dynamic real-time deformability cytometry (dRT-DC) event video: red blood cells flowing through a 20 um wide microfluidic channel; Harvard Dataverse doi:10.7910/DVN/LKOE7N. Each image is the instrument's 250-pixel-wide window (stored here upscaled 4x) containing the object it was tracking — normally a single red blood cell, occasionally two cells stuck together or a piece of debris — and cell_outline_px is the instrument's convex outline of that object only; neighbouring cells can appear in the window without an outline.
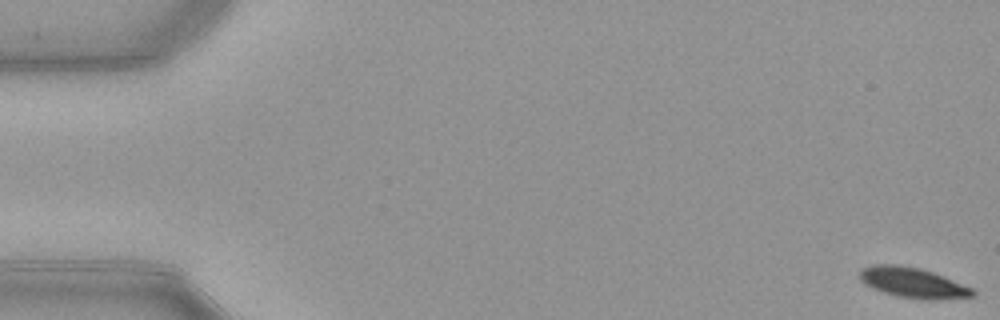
{"species": "common noctule bat (a hibernating species)", "species_latin": "Nyctalus noctula", "temperature_condition": "warm", "stored_images_in_passage": 53, "camera_frame_rate_fps": 3000, "um_per_image_px": 0.085, "animal": {"sex": "female", "body_mass_g": 21.9}, "frame": {"image": 1, "passage_image": 1, "time_ms": 0.0, "image_size_px": [1000, 320], "cell_outline_px": [[976, 296], [936, 300], [928, 300], [900, 296], [884, 292], [872, 288], [864, 284], [860, 280], [860, 272], [864, 268], [872, 264], [900, 264], [920, 268], [944, 276], [972, 288], [976, 292]], "centroid_in_image_um": [77.61, 24.02], "position_along_channel_um": 7.4, "area_um2": 19.94}}
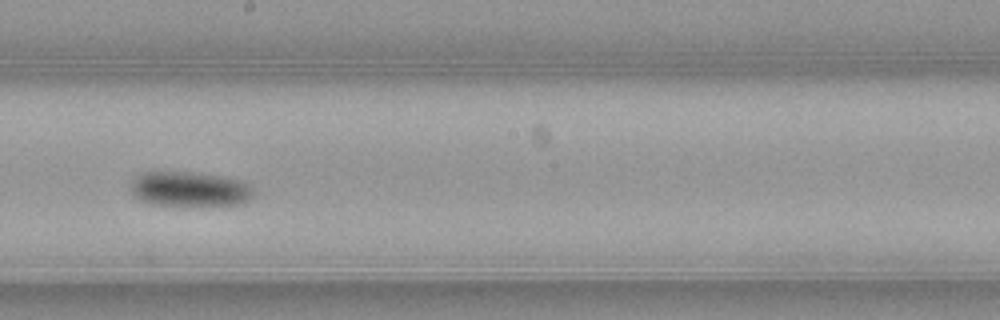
{"frame": {"image": 2, "passage_image": 30, "time_ms": 9.667, "image_size_px": [1000, 320], "cell_outline_px": [[252, 196], [244, 204], [152, 204], [140, 200], [132, 196], [128, 188], [128, 184], [136, 176], [144, 172], [192, 172], [220, 176], [244, 180], [252, 188]], "centroid_in_image_um": [16.06, 16.05], "position_along_channel_um": 232.1, "area_um2": 24.85}}
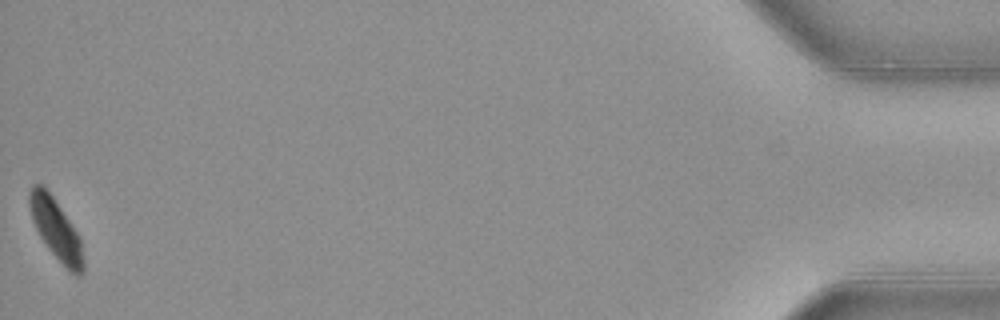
{"frame": {"image": 3, "passage_image": 53, "time_ms": 17.333, "image_size_px": [1000, 320], "cell_outline_px": [[84, 272], [80, 276], [76, 276], [48, 248], [40, 236], [32, 220], [28, 204], [28, 192], [32, 184], [44, 184], [80, 236], [84, 260]], "centroid_in_image_um": [4.75, 19.44], "position_along_channel_um": 430.5, "area_um2": 19.02}, "authors_computed_cell_mechanics": {"area_um2": 21.9062, "velocity_mm_per_s": 3.9254, "shape_relaxation_time_tau1_ms": 3.5736, "shape_relaxation_time_tau2_ms": null, "deformation_change_tau1": 0.1235, "deformation_change_tau2": null}}